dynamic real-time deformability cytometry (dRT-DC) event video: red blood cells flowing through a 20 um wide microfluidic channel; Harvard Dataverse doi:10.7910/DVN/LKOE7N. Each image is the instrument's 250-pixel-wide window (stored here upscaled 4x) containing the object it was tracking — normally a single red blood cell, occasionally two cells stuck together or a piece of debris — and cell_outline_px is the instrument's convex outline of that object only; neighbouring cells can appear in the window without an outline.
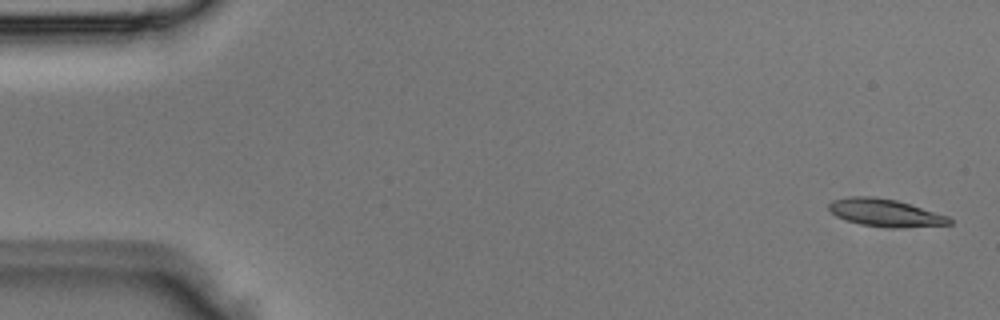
{"species": "Egyptian fruit bat (a non-hibernating species)", "species_latin": "Rousettus aegyptiacus", "temperature_condition": "room temperature", "stored_images_in_passage": 4, "segment_of_instrument_passage": [1, 2], "camera_frame_rate_fps": 3000, "um_per_image_px": 0.085, "animal": {"sex": "male"}, "frame": {"image": 1, "passage_image": 1, "time_ms": 0.0, "image_size_px": [1000, 320], "cell_outline_px": [[952, 224], [892, 228], [860, 224], [836, 216], [828, 208], [828, 204], [832, 200], [848, 196], [872, 196], [896, 200], [948, 216], [952, 220]], "centroid_in_image_um": [75.22, 18.07], "position_along_channel_um": 9.8, "area_um2": 19.13}}
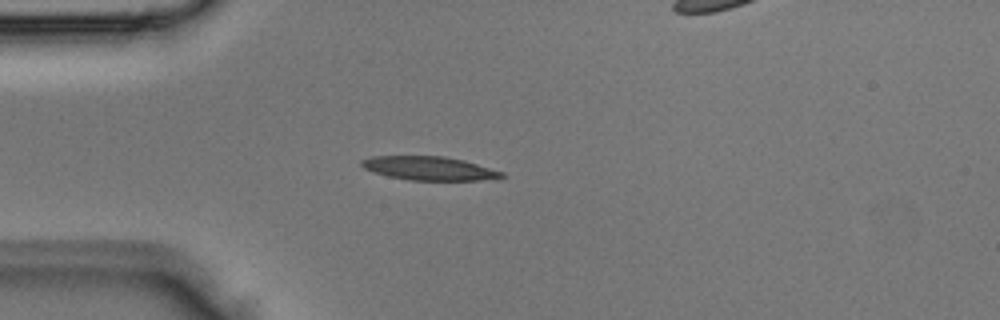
{"frame": {"image": 2, "passage_image": 3, "time_ms": 0.667, "image_size_px": [1000, 320], "cell_outline_px": [[504, 176], [480, 180], [412, 180], [388, 176], [372, 172], [364, 168], [360, 164], [360, 160], [372, 156], [444, 156], [464, 160], [504, 172]], "centroid_in_image_um": [36.43, 14.3], "position_along_channel_um": 48.6, "area_um2": 19.25}}